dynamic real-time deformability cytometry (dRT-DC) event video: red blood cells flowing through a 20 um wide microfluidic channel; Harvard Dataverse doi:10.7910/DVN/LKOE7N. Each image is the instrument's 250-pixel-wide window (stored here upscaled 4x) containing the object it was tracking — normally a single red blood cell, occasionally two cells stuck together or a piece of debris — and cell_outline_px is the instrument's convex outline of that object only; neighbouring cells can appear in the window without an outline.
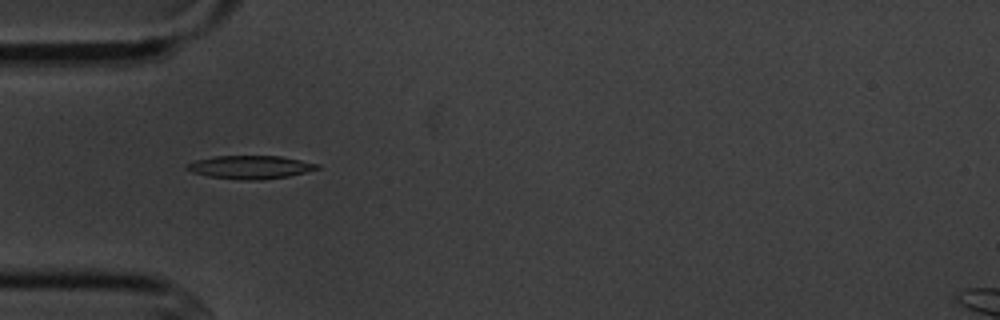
{"species": "common noctule bat (a hibernating species)", "species_latin": "Nyctalus noctula", "temperature_condition": "cold", "stored_images_in_passage": 5, "camera_frame_rate_fps": 3000, "um_per_image_px": 0.085, "animal": {"sex": "male", "body_mass_g": 20.1, "forearm_length_mm": 53.5}, "frame": {"image": 1, "passage_image": 4, "time_ms": 3.667, "image_size_px": [1000, 320], "cell_outline_px": [[320, 168], [288, 176], [260, 180], [240, 180], [208, 176], [192, 172], [184, 168], [184, 164], [196, 160], [216, 156], [280, 156], [320, 164]], "centroid_in_image_um": [21.23, 14.21], "position_along_channel_um": 63.8, "area_um2": 17.63}}
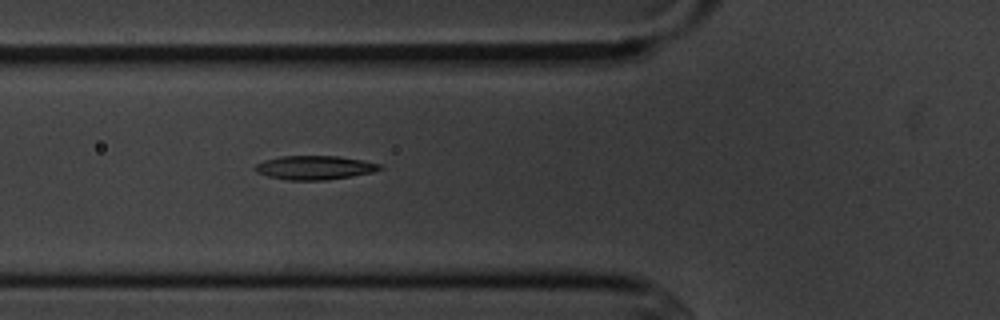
{"frame": {"image": 2, "passage_image": 5, "time_ms": 4.667, "image_size_px": [1000, 320], "cell_outline_px": [[384, 168], [372, 172], [352, 176], [324, 180], [288, 180], [268, 176], [256, 172], [252, 168], [256, 164], [264, 160], [280, 156], [340, 156], [380, 164]], "centroid_in_image_um": [26.71, 14.24], "position_along_channel_um": 99.1, "area_um2": 17.34}}